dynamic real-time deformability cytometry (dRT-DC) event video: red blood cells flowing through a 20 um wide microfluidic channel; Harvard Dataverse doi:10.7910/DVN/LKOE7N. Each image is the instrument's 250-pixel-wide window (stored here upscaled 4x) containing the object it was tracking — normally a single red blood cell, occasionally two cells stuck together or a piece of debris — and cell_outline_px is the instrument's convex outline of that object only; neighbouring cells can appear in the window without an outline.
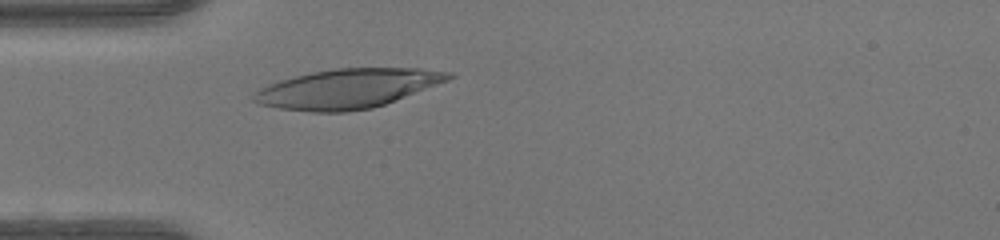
{"species": "human", "species_latin": "Homo sapiens", "temperature_condition": "warm", "stored_images_in_passage": 34, "camera_frame_rate_fps": 3000, "um_per_image_px": 0.085, "donor": {"sex": "female"}, "frame": {"image": 1, "passage_image": 8, "time_ms": 2.333, "image_size_px": [1000, 240], "cell_outline_px": [[456, 76], [448, 80], [384, 104], [372, 108], [344, 112], [312, 112], [276, 108], [256, 104], [252, 100], [252, 92], [268, 84], [280, 80], [312, 72], [332, 68], [420, 68], [452, 72]], "centroid_in_image_um": [29.48, 7.53], "position_along_channel_um": 55.5, "area_um2": 44.74}}
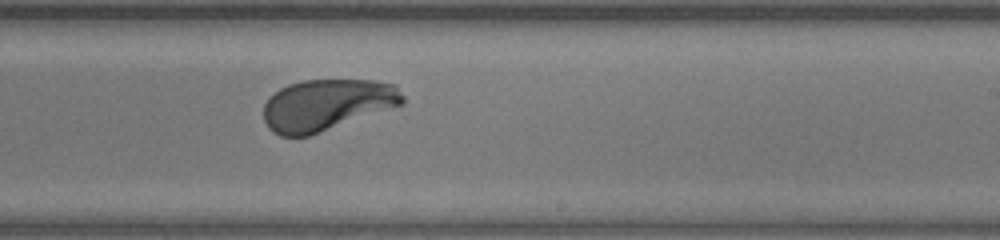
{"frame": {"image": 2, "passage_image": 23, "time_ms": 7.333, "image_size_px": [1000, 240], "cell_outline_px": [[404, 104], [308, 136], [280, 136], [272, 132], [268, 128], [264, 120], [264, 104], [280, 88], [288, 84], [304, 80], [376, 80], [396, 84], [404, 96]], "centroid_in_image_um": [27.8, 8.9], "position_along_channel_um": 261.2, "area_um2": 41.62}}
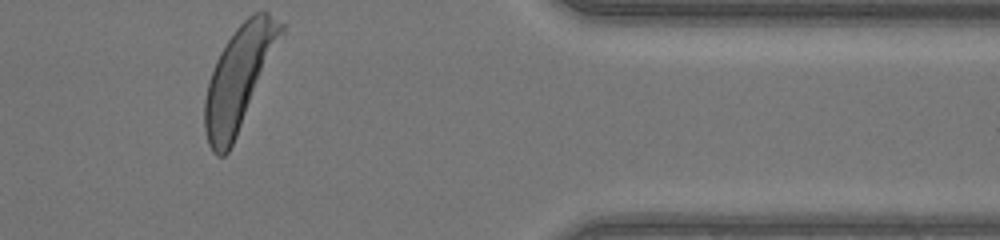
{"frame": {"image": 3, "passage_image": 34, "time_ms": 11.0, "image_size_px": [1000, 240], "cell_outline_px": [[288, 24], [236, 136], [228, 152], [224, 156], [216, 156], [212, 152], [208, 144], [204, 128], [204, 100], [208, 80], [216, 60], [220, 52], [236, 28], [252, 12], [268, 12]], "centroid_in_image_um": [20.31, 6.59], "position_along_channel_um": 391.1, "area_um2": 45.32}, "authors_computed_cell_mechanics": {"area_um2": 43.1188, "velocity_mm_per_s": 4.2441, "shape_relaxation_time_tau1_ms": 2.7533, "shape_relaxation_time_tau2_ms": null, "deformation_change_tau1": 0.2096, "deformation_change_tau2": null}}